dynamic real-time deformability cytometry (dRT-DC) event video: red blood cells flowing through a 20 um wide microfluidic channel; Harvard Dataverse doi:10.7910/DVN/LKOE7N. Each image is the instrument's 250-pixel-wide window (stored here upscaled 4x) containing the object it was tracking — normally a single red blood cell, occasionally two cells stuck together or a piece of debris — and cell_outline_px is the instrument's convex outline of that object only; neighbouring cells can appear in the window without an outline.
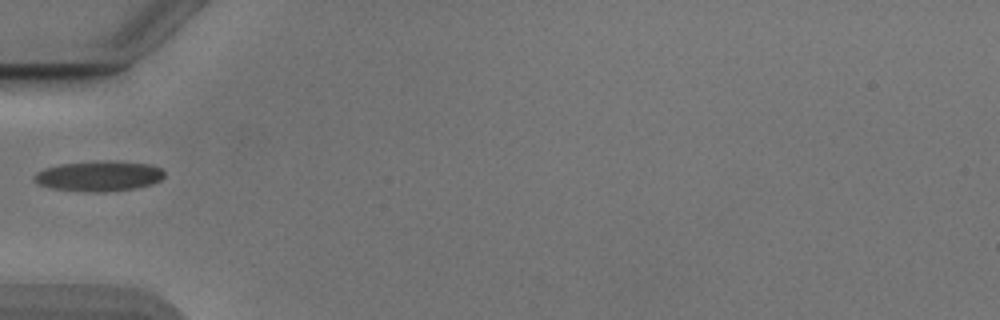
{"species": "Egyptian fruit bat (a non-hibernating species)", "species_latin": "Rousettus aegyptiacus", "temperature_condition": "cold", "stored_images_in_passage": 29, "camera_frame_rate_fps": 3000, "um_per_image_px": 0.085, "animal": {"sex": "male"}, "frame": {"image": 1, "passage_image": 1, "time_ms": 0.0, "image_size_px": [1000, 320], "cell_outline_px": [[164, 176], [160, 180], [152, 184], [136, 188], [104, 192], [92, 192], [52, 188], [40, 184], [32, 176], [36, 172], [44, 168], [60, 164], [108, 160], [152, 164], [160, 168], [164, 172]], "centroid_in_image_um": [8.44, 14.95], "position_along_channel_um": 76.6, "area_um2": 22.95}}
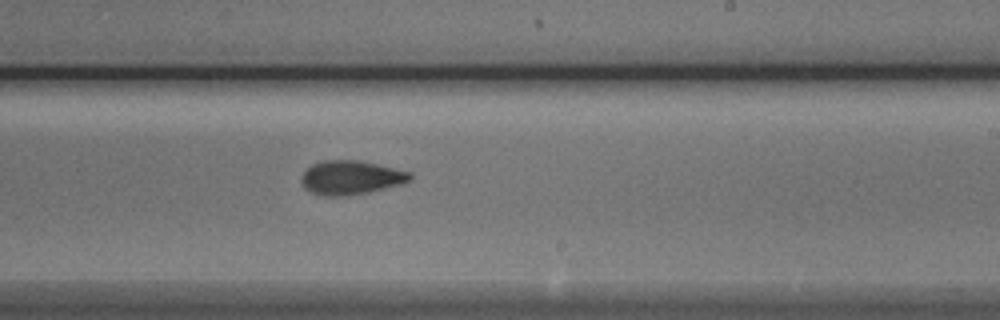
{"frame": {"image": 2, "passage_image": 15, "time_ms": 4.667, "image_size_px": [1000, 320], "cell_outline_px": [[412, 180], [404, 184], [368, 192], [344, 196], [324, 196], [312, 192], [304, 188], [300, 180], [304, 172], [312, 164], [324, 160], [360, 160], [412, 172]], "centroid_in_image_um": [29.86, 15.09], "position_along_channel_um": 259.1, "area_um2": 21.68}}
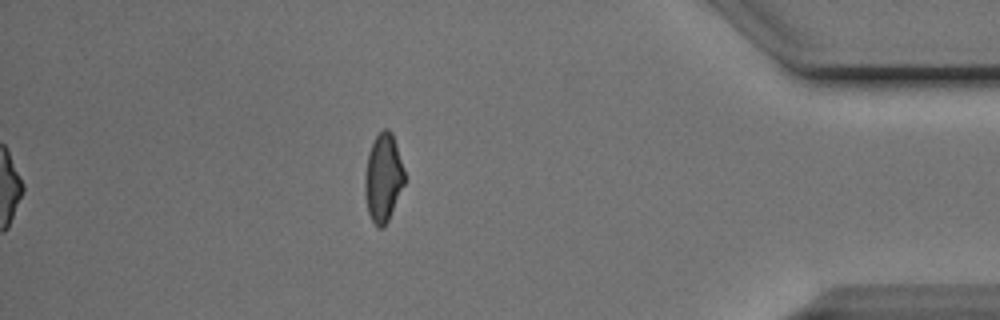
{"frame": {"image": 3, "passage_image": 29, "time_ms": 9.333, "image_size_px": [1000, 320], "cell_outline_px": [[404, 184], [388, 220], [384, 228], [380, 228], [372, 220], [368, 212], [364, 192], [364, 180], [368, 152], [376, 136], [384, 128], [388, 128], [392, 132], [404, 172]], "centroid_in_image_um": [32.55, 15.11], "position_along_channel_um": 402.6, "area_um2": 20.06}}